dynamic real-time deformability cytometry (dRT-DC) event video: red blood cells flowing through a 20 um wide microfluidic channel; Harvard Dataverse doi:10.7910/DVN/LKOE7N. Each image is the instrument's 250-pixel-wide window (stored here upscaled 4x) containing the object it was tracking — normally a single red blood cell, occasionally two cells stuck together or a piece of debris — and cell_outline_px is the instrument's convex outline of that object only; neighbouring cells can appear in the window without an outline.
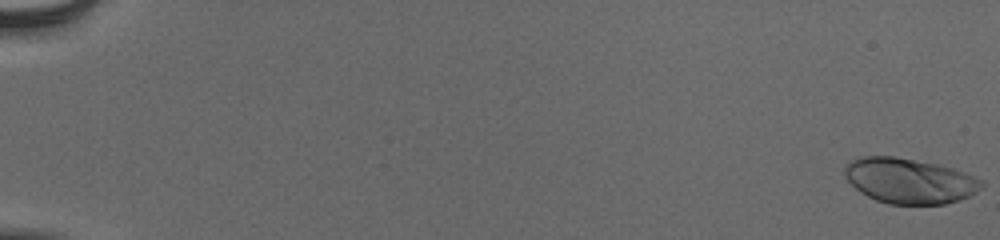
{"species": "human", "species_latin": "Homo sapiens", "temperature_condition": "cold", "stored_images_in_passage": 56, "camera_frame_rate_fps": 3000, "um_per_image_px": 0.085, "donor": {"sex": "male"}, "frame": {"image": 1, "passage_image": 1, "time_ms": 0.0, "image_size_px": [1000, 240], "cell_outline_px": [[984, 184], [976, 192], [960, 200], [944, 204], [888, 204], [876, 200], [860, 192], [844, 176], [844, 168], [852, 160], [860, 156], [892, 156], [936, 164], [952, 168], [964, 172], [984, 180]], "centroid_in_image_um": [77.31, 15.37], "position_along_channel_um": 7.7, "area_um2": 35.95}}
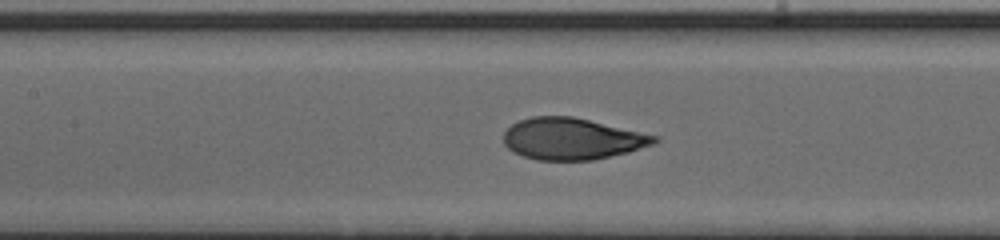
{"frame": {"image": 2, "passage_image": 29, "time_ms": 9.333, "image_size_px": [1000, 240], "cell_outline_px": [[660, 140], [652, 144], [628, 152], [592, 160], [536, 160], [512, 152], [504, 144], [504, 132], [512, 124], [520, 120], [532, 116], [572, 116], [660, 136]], "centroid_in_image_um": [48.62, 11.79], "position_along_channel_um": 158.8, "area_um2": 36.47}}
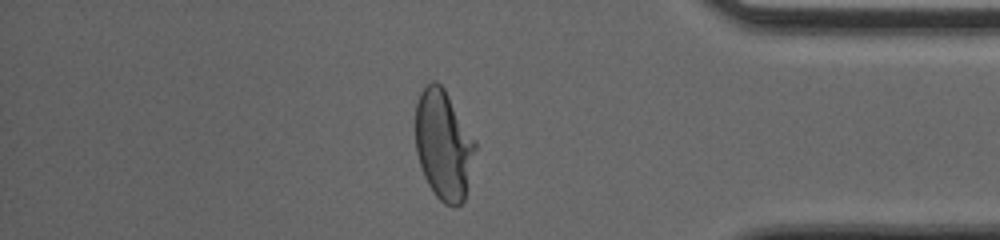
{"frame": {"image": 3, "passage_image": 49, "time_ms": 16.0, "image_size_px": [1000, 240], "cell_outline_px": [[476, 148], [464, 200], [456, 208], [452, 208], [444, 204], [436, 196], [428, 184], [424, 176], [416, 152], [416, 104], [420, 92], [432, 80], [436, 80], [444, 88], [476, 140]], "centroid_in_image_um": [37.7, 12.32], "position_along_channel_um": 397.5, "area_um2": 38.21}, "authors_computed_cell_mechanics": {"area_um2": 36.7319, "velocity_mm_per_s": 3.8847, "shape_relaxation_time_tau1_ms": 4.4107, "shape_relaxation_time_tau2_ms": null, "deformation_change_tau1": 0.2041, "deformation_change_tau2": null}}